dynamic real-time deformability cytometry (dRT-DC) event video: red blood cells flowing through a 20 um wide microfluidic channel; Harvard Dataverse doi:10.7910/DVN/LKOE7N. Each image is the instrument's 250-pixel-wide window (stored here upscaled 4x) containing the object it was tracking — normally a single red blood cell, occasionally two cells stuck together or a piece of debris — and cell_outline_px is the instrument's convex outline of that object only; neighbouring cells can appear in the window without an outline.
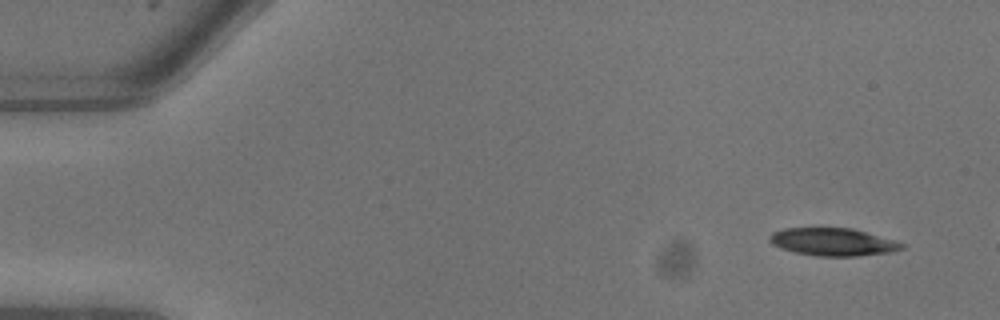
{"species": "common noctule bat (a hibernating species)", "species_latin": "Nyctalus noctula", "temperature_condition": "warm", "stored_images_in_passage": 4, "camera_frame_rate_fps": 3000, "um_per_image_px": 0.085, "animal": {"sex": "male", "body_mass_g": 13.3}, "frame": {"image": 1, "passage_image": 1, "time_ms": 0.0, "image_size_px": [1000, 320], "cell_outline_px": [[904, 248], [888, 252], [860, 256], [816, 256], [796, 252], [780, 248], [772, 244], [768, 240], [768, 236], [772, 232], [784, 228], [852, 228], [892, 240], [904, 244]], "centroid_in_image_um": [70.73, 20.56], "position_along_channel_um": 14.3, "area_um2": 21.15}}